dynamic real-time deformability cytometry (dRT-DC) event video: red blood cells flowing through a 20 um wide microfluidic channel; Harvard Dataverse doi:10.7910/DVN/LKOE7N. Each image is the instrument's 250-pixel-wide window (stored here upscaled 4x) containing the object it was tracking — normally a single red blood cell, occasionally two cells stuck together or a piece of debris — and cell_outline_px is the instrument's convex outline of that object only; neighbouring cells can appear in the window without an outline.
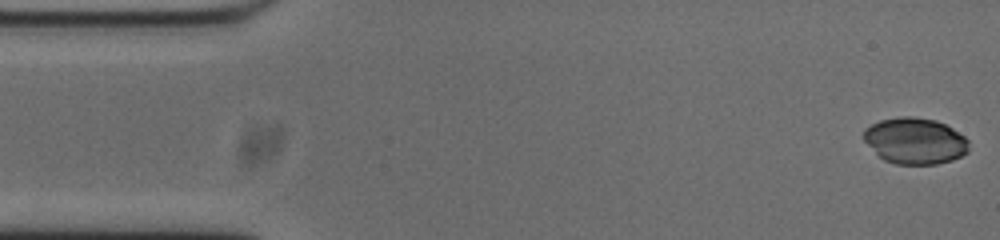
{"species": "common noctule bat (a hibernating species)", "species_latin": "Nyctalus noctula", "temperature_condition": "cold", "stored_images_in_passage": 53, "camera_frame_rate_fps": 3000, "um_per_image_px": 0.085, "animal": {"sex": "male", "body_mass_g": 20.0, "forearm_length_mm": 53.3}, "frame": {"image": 1, "passage_image": 1, "time_ms": 0.0, "image_size_px": [1000, 240], "cell_outline_px": [[968, 152], [952, 160], [936, 164], [896, 164], [884, 160], [864, 140], [864, 128], [880, 120], [900, 116], [912, 116], [936, 120], [952, 128], [964, 136], [968, 140]], "centroid_in_image_um": [77.78, 11.97], "position_along_channel_um": 7.2, "area_um2": 28.21}}
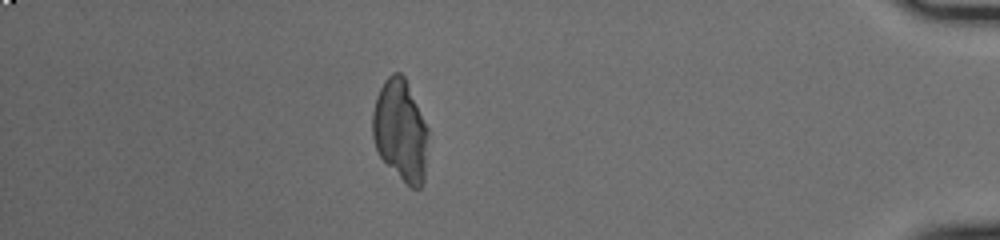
{"frame": {"image": 2, "passage_image": 46, "time_ms": 15.0, "image_size_px": [1000, 240], "cell_outline_px": [[428, 132], [424, 180], [420, 188], [412, 188], [380, 156], [376, 148], [372, 136], [372, 112], [376, 96], [384, 80], [392, 72], [400, 72], [404, 76], [408, 84], [428, 128]], "centroid_in_image_um": [34.03, 11.04], "position_along_channel_um": 401.2, "area_um2": 32.54}}